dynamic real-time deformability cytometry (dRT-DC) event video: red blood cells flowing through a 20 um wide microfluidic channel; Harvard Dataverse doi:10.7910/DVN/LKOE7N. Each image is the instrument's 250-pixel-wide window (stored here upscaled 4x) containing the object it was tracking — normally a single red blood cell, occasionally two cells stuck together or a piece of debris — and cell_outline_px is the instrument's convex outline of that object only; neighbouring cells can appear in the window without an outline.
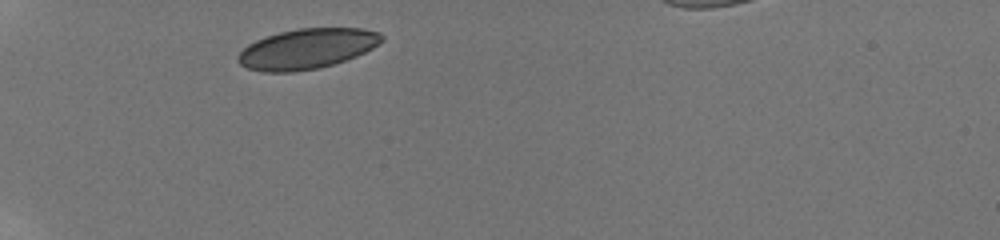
{"species": "human", "species_latin": "Homo sapiens", "temperature_condition": "room temperature", "stored_images_in_passage": 79, "camera_frame_rate_fps": 3000, "um_per_image_px": 0.085, "donor": {"sex": "male"}, "frame": {"image": 1, "passage_image": 1, "time_ms": 0.0, "image_size_px": [1000, 240], "cell_outline_px": [[384, 40], [372, 48], [356, 56], [320, 68], [292, 72], [264, 72], [248, 68], [240, 64], [236, 60], [236, 56], [248, 44], [256, 40], [280, 32], [300, 28], [364, 28], [380, 32], [384, 36]], "centroid_in_image_um": [26.1, 4.14], "position_along_channel_um": 58.9, "area_um2": 33.64}}
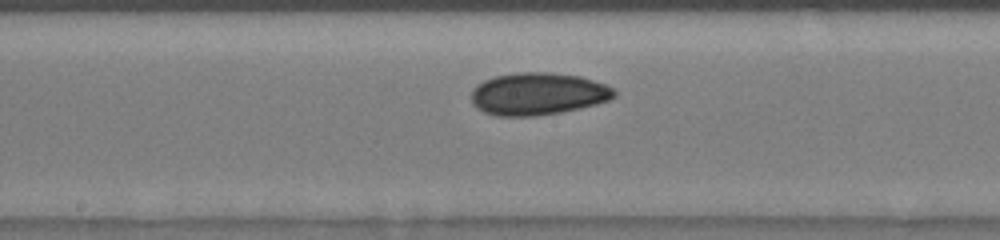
{"frame": {"image": 2, "passage_image": 29, "time_ms": 4.333, "image_size_px": [1000, 240], "cell_outline_px": [[616, 96], [608, 100], [596, 104], [580, 108], [560, 112], [536, 116], [496, 116], [484, 112], [476, 108], [472, 104], [472, 88], [476, 84], [484, 80], [496, 76], [516, 72], [548, 72], [580, 76], [604, 84], [612, 88], [616, 92]], "centroid_in_image_um": [45.69, 7.98], "position_along_channel_um": 202.5, "area_um2": 35.37}}
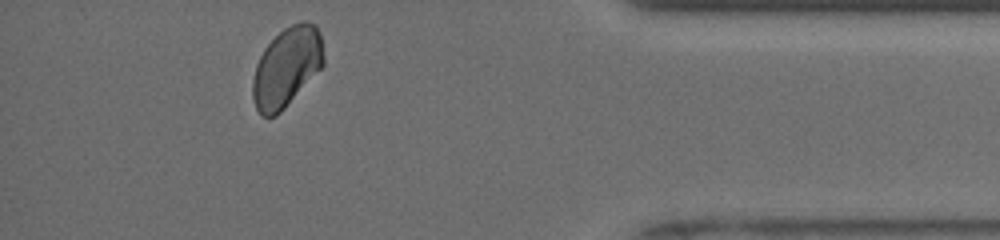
{"frame": {"image": 3, "passage_image": 69, "time_ms": 10.333, "image_size_px": [1000, 240], "cell_outline_px": [[324, 64], [284, 108], [276, 116], [260, 116], [256, 108], [252, 96], [252, 80], [256, 64], [264, 48], [284, 28], [300, 20], [304, 20], [316, 24], [320, 36], [324, 56]], "centroid_in_image_um": [24.35, 5.69], "position_along_channel_um": 410.9, "area_um2": 32.66}, "authors_computed_cell_mechanics": {"area_um2": 33.813, "velocity_mm_per_s": 3.9311, "shape_relaxation_time_tau1_ms": 5.8461, "shape_relaxation_time_tau2_ms": 3.6393, "deformation_change_tau1": 0.0824, "deformation_change_tau2": 0.0491}}